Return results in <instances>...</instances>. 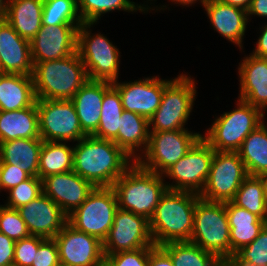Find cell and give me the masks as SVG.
Here are the masks:
<instances>
[{
  "label": "cell",
  "mask_w": 267,
  "mask_h": 266,
  "mask_svg": "<svg viewBox=\"0 0 267 266\" xmlns=\"http://www.w3.org/2000/svg\"><path fill=\"white\" fill-rule=\"evenodd\" d=\"M163 175L140 166L136 161L113 184L118 208L150 219L166 192Z\"/></svg>",
  "instance_id": "obj_4"
},
{
  "label": "cell",
  "mask_w": 267,
  "mask_h": 266,
  "mask_svg": "<svg viewBox=\"0 0 267 266\" xmlns=\"http://www.w3.org/2000/svg\"><path fill=\"white\" fill-rule=\"evenodd\" d=\"M190 242L222 261L230 257V227L225 203L197 200Z\"/></svg>",
  "instance_id": "obj_6"
},
{
  "label": "cell",
  "mask_w": 267,
  "mask_h": 266,
  "mask_svg": "<svg viewBox=\"0 0 267 266\" xmlns=\"http://www.w3.org/2000/svg\"><path fill=\"white\" fill-rule=\"evenodd\" d=\"M148 146L136 162L144 169L163 174L202 137L186 129L175 131H149Z\"/></svg>",
  "instance_id": "obj_10"
},
{
  "label": "cell",
  "mask_w": 267,
  "mask_h": 266,
  "mask_svg": "<svg viewBox=\"0 0 267 266\" xmlns=\"http://www.w3.org/2000/svg\"><path fill=\"white\" fill-rule=\"evenodd\" d=\"M31 176L23 171L19 164H0V186L1 189L10 190L12 187L19 185L21 182L29 179Z\"/></svg>",
  "instance_id": "obj_43"
},
{
  "label": "cell",
  "mask_w": 267,
  "mask_h": 266,
  "mask_svg": "<svg viewBox=\"0 0 267 266\" xmlns=\"http://www.w3.org/2000/svg\"><path fill=\"white\" fill-rule=\"evenodd\" d=\"M148 266H174L171 257L160 247L154 246L149 252Z\"/></svg>",
  "instance_id": "obj_45"
},
{
  "label": "cell",
  "mask_w": 267,
  "mask_h": 266,
  "mask_svg": "<svg viewBox=\"0 0 267 266\" xmlns=\"http://www.w3.org/2000/svg\"><path fill=\"white\" fill-rule=\"evenodd\" d=\"M100 266H109L105 261Z\"/></svg>",
  "instance_id": "obj_53"
},
{
  "label": "cell",
  "mask_w": 267,
  "mask_h": 266,
  "mask_svg": "<svg viewBox=\"0 0 267 266\" xmlns=\"http://www.w3.org/2000/svg\"><path fill=\"white\" fill-rule=\"evenodd\" d=\"M213 156L214 150L201 137L185 156L162 174L171 178L175 183L168 184L167 182V189L200 195L206 185Z\"/></svg>",
  "instance_id": "obj_12"
},
{
  "label": "cell",
  "mask_w": 267,
  "mask_h": 266,
  "mask_svg": "<svg viewBox=\"0 0 267 266\" xmlns=\"http://www.w3.org/2000/svg\"><path fill=\"white\" fill-rule=\"evenodd\" d=\"M8 192V203L5 206L17 209L43 193V181L38 177L31 176L19 185L12 187Z\"/></svg>",
  "instance_id": "obj_38"
},
{
  "label": "cell",
  "mask_w": 267,
  "mask_h": 266,
  "mask_svg": "<svg viewBox=\"0 0 267 266\" xmlns=\"http://www.w3.org/2000/svg\"><path fill=\"white\" fill-rule=\"evenodd\" d=\"M174 266H220L222 260L190 241L170 242L160 246Z\"/></svg>",
  "instance_id": "obj_32"
},
{
  "label": "cell",
  "mask_w": 267,
  "mask_h": 266,
  "mask_svg": "<svg viewBox=\"0 0 267 266\" xmlns=\"http://www.w3.org/2000/svg\"><path fill=\"white\" fill-rule=\"evenodd\" d=\"M74 146L59 141H43L40 156L38 178L43 180L53 174L73 170Z\"/></svg>",
  "instance_id": "obj_31"
},
{
  "label": "cell",
  "mask_w": 267,
  "mask_h": 266,
  "mask_svg": "<svg viewBox=\"0 0 267 266\" xmlns=\"http://www.w3.org/2000/svg\"><path fill=\"white\" fill-rule=\"evenodd\" d=\"M220 266H232L227 260L221 262Z\"/></svg>",
  "instance_id": "obj_52"
},
{
  "label": "cell",
  "mask_w": 267,
  "mask_h": 266,
  "mask_svg": "<svg viewBox=\"0 0 267 266\" xmlns=\"http://www.w3.org/2000/svg\"><path fill=\"white\" fill-rule=\"evenodd\" d=\"M196 96V85L191 77L178 75L164 88L161 103L149 119V131L185 129Z\"/></svg>",
  "instance_id": "obj_8"
},
{
  "label": "cell",
  "mask_w": 267,
  "mask_h": 266,
  "mask_svg": "<svg viewBox=\"0 0 267 266\" xmlns=\"http://www.w3.org/2000/svg\"><path fill=\"white\" fill-rule=\"evenodd\" d=\"M237 108L215 119L202 138L219 152H237L244 139L264 122V112L238 99Z\"/></svg>",
  "instance_id": "obj_5"
},
{
  "label": "cell",
  "mask_w": 267,
  "mask_h": 266,
  "mask_svg": "<svg viewBox=\"0 0 267 266\" xmlns=\"http://www.w3.org/2000/svg\"><path fill=\"white\" fill-rule=\"evenodd\" d=\"M145 5H136L130 0H77V8L82 22L97 23L102 14L114 10L133 12L140 10L146 12L149 9Z\"/></svg>",
  "instance_id": "obj_35"
},
{
  "label": "cell",
  "mask_w": 267,
  "mask_h": 266,
  "mask_svg": "<svg viewBox=\"0 0 267 266\" xmlns=\"http://www.w3.org/2000/svg\"><path fill=\"white\" fill-rule=\"evenodd\" d=\"M15 241L0 232V266H13Z\"/></svg>",
  "instance_id": "obj_44"
},
{
  "label": "cell",
  "mask_w": 267,
  "mask_h": 266,
  "mask_svg": "<svg viewBox=\"0 0 267 266\" xmlns=\"http://www.w3.org/2000/svg\"><path fill=\"white\" fill-rule=\"evenodd\" d=\"M17 210L30 235L54 238L68 223V216L44 193Z\"/></svg>",
  "instance_id": "obj_18"
},
{
  "label": "cell",
  "mask_w": 267,
  "mask_h": 266,
  "mask_svg": "<svg viewBox=\"0 0 267 266\" xmlns=\"http://www.w3.org/2000/svg\"><path fill=\"white\" fill-rule=\"evenodd\" d=\"M227 261L232 266H267V224L250 244L232 253Z\"/></svg>",
  "instance_id": "obj_37"
},
{
  "label": "cell",
  "mask_w": 267,
  "mask_h": 266,
  "mask_svg": "<svg viewBox=\"0 0 267 266\" xmlns=\"http://www.w3.org/2000/svg\"><path fill=\"white\" fill-rule=\"evenodd\" d=\"M170 1H172V2H175V4H179V5H183V6H191L193 3H195L197 0H170ZM200 1V3H202V5H204L206 2H207V0H199Z\"/></svg>",
  "instance_id": "obj_50"
},
{
  "label": "cell",
  "mask_w": 267,
  "mask_h": 266,
  "mask_svg": "<svg viewBox=\"0 0 267 266\" xmlns=\"http://www.w3.org/2000/svg\"><path fill=\"white\" fill-rule=\"evenodd\" d=\"M77 143L74 145L73 171L94 187L113 186L135 162L111 140L86 136Z\"/></svg>",
  "instance_id": "obj_1"
},
{
  "label": "cell",
  "mask_w": 267,
  "mask_h": 266,
  "mask_svg": "<svg viewBox=\"0 0 267 266\" xmlns=\"http://www.w3.org/2000/svg\"><path fill=\"white\" fill-rule=\"evenodd\" d=\"M232 202L267 222V199L257 176L248 175L244 179Z\"/></svg>",
  "instance_id": "obj_34"
},
{
  "label": "cell",
  "mask_w": 267,
  "mask_h": 266,
  "mask_svg": "<svg viewBox=\"0 0 267 266\" xmlns=\"http://www.w3.org/2000/svg\"><path fill=\"white\" fill-rule=\"evenodd\" d=\"M248 20L251 15L259 17H267V0H252L250 8L247 11Z\"/></svg>",
  "instance_id": "obj_47"
},
{
  "label": "cell",
  "mask_w": 267,
  "mask_h": 266,
  "mask_svg": "<svg viewBox=\"0 0 267 266\" xmlns=\"http://www.w3.org/2000/svg\"><path fill=\"white\" fill-rule=\"evenodd\" d=\"M154 246L149 219L118 208L112 227L102 242L103 253L115 254Z\"/></svg>",
  "instance_id": "obj_14"
},
{
  "label": "cell",
  "mask_w": 267,
  "mask_h": 266,
  "mask_svg": "<svg viewBox=\"0 0 267 266\" xmlns=\"http://www.w3.org/2000/svg\"><path fill=\"white\" fill-rule=\"evenodd\" d=\"M8 0H0V21L5 19Z\"/></svg>",
  "instance_id": "obj_51"
},
{
  "label": "cell",
  "mask_w": 267,
  "mask_h": 266,
  "mask_svg": "<svg viewBox=\"0 0 267 266\" xmlns=\"http://www.w3.org/2000/svg\"><path fill=\"white\" fill-rule=\"evenodd\" d=\"M153 247H145L115 254H104L109 266H148L149 252Z\"/></svg>",
  "instance_id": "obj_41"
},
{
  "label": "cell",
  "mask_w": 267,
  "mask_h": 266,
  "mask_svg": "<svg viewBox=\"0 0 267 266\" xmlns=\"http://www.w3.org/2000/svg\"><path fill=\"white\" fill-rule=\"evenodd\" d=\"M118 209L115 190L95 187L86 200L68 216V223L76 230L97 237L101 242L107 237Z\"/></svg>",
  "instance_id": "obj_9"
},
{
  "label": "cell",
  "mask_w": 267,
  "mask_h": 266,
  "mask_svg": "<svg viewBox=\"0 0 267 266\" xmlns=\"http://www.w3.org/2000/svg\"><path fill=\"white\" fill-rule=\"evenodd\" d=\"M53 239L61 264L100 266L105 261L102 242L95 236L76 230L69 223Z\"/></svg>",
  "instance_id": "obj_15"
},
{
  "label": "cell",
  "mask_w": 267,
  "mask_h": 266,
  "mask_svg": "<svg viewBox=\"0 0 267 266\" xmlns=\"http://www.w3.org/2000/svg\"><path fill=\"white\" fill-rule=\"evenodd\" d=\"M42 139H15L0 143V164H17L30 176L38 177Z\"/></svg>",
  "instance_id": "obj_29"
},
{
  "label": "cell",
  "mask_w": 267,
  "mask_h": 266,
  "mask_svg": "<svg viewBox=\"0 0 267 266\" xmlns=\"http://www.w3.org/2000/svg\"><path fill=\"white\" fill-rule=\"evenodd\" d=\"M36 100H71L89 80L78 52L58 60L33 63Z\"/></svg>",
  "instance_id": "obj_3"
},
{
  "label": "cell",
  "mask_w": 267,
  "mask_h": 266,
  "mask_svg": "<svg viewBox=\"0 0 267 266\" xmlns=\"http://www.w3.org/2000/svg\"><path fill=\"white\" fill-rule=\"evenodd\" d=\"M42 181L43 193L55 202L67 216L73 213L95 188L73 170L49 175Z\"/></svg>",
  "instance_id": "obj_19"
},
{
  "label": "cell",
  "mask_w": 267,
  "mask_h": 266,
  "mask_svg": "<svg viewBox=\"0 0 267 266\" xmlns=\"http://www.w3.org/2000/svg\"><path fill=\"white\" fill-rule=\"evenodd\" d=\"M20 138L41 139L36 102L24 109L0 110V143Z\"/></svg>",
  "instance_id": "obj_26"
},
{
  "label": "cell",
  "mask_w": 267,
  "mask_h": 266,
  "mask_svg": "<svg viewBox=\"0 0 267 266\" xmlns=\"http://www.w3.org/2000/svg\"><path fill=\"white\" fill-rule=\"evenodd\" d=\"M36 102L32 76L0 71V110L14 111Z\"/></svg>",
  "instance_id": "obj_28"
},
{
  "label": "cell",
  "mask_w": 267,
  "mask_h": 266,
  "mask_svg": "<svg viewBox=\"0 0 267 266\" xmlns=\"http://www.w3.org/2000/svg\"><path fill=\"white\" fill-rule=\"evenodd\" d=\"M112 82L88 80L72 97L82 131L91 136L98 128L105 91Z\"/></svg>",
  "instance_id": "obj_23"
},
{
  "label": "cell",
  "mask_w": 267,
  "mask_h": 266,
  "mask_svg": "<svg viewBox=\"0 0 267 266\" xmlns=\"http://www.w3.org/2000/svg\"><path fill=\"white\" fill-rule=\"evenodd\" d=\"M39 134L43 141H79L87 135L71 100H36Z\"/></svg>",
  "instance_id": "obj_11"
},
{
  "label": "cell",
  "mask_w": 267,
  "mask_h": 266,
  "mask_svg": "<svg viewBox=\"0 0 267 266\" xmlns=\"http://www.w3.org/2000/svg\"><path fill=\"white\" fill-rule=\"evenodd\" d=\"M79 26H41V29L30 41L32 62L58 60L77 52Z\"/></svg>",
  "instance_id": "obj_17"
},
{
  "label": "cell",
  "mask_w": 267,
  "mask_h": 266,
  "mask_svg": "<svg viewBox=\"0 0 267 266\" xmlns=\"http://www.w3.org/2000/svg\"><path fill=\"white\" fill-rule=\"evenodd\" d=\"M248 176L245 164L237 152L214 151L206 185L199 195L211 202H229Z\"/></svg>",
  "instance_id": "obj_13"
},
{
  "label": "cell",
  "mask_w": 267,
  "mask_h": 266,
  "mask_svg": "<svg viewBox=\"0 0 267 266\" xmlns=\"http://www.w3.org/2000/svg\"><path fill=\"white\" fill-rule=\"evenodd\" d=\"M172 80L147 77L134 82H112L121 96L123 110L135 112L148 120L154 115L161 103L164 88Z\"/></svg>",
  "instance_id": "obj_16"
},
{
  "label": "cell",
  "mask_w": 267,
  "mask_h": 266,
  "mask_svg": "<svg viewBox=\"0 0 267 266\" xmlns=\"http://www.w3.org/2000/svg\"><path fill=\"white\" fill-rule=\"evenodd\" d=\"M230 227V256L241 247L250 244L267 224L248 210L235 205L232 201L225 202Z\"/></svg>",
  "instance_id": "obj_25"
},
{
  "label": "cell",
  "mask_w": 267,
  "mask_h": 266,
  "mask_svg": "<svg viewBox=\"0 0 267 266\" xmlns=\"http://www.w3.org/2000/svg\"><path fill=\"white\" fill-rule=\"evenodd\" d=\"M149 120L135 112L123 110L117 137L113 142L136 161L145 152L149 141ZM143 147V149H141ZM142 153H137L140 152ZM139 154V155H138Z\"/></svg>",
  "instance_id": "obj_24"
},
{
  "label": "cell",
  "mask_w": 267,
  "mask_h": 266,
  "mask_svg": "<svg viewBox=\"0 0 267 266\" xmlns=\"http://www.w3.org/2000/svg\"><path fill=\"white\" fill-rule=\"evenodd\" d=\"M260 29H262V32L256 43L257 46L250 54L258 57H265L267 56V25L261 27Z\"/></svg>",
  "instance_id": "obj_46"
},
{
  "label": "cell",
  "mask_w": 267,
  "mask_h": 266,
  "mask_svg": "<svg viewBox=\"0 0 267 266\" xmlns=\"http://www.w3.org/2000/svg\"><path fill=\"white\" fill-rule=\"evenodd\" d=\"M0 232L18 241L30 234L17 209L0 205Z\"/></svg>",
  "instance_id": "obj_39"
},
{
  "label": "cell",
  "mask_w": 267,
  "mask_h": 266,
  "mask_svg": "<svg viewBox=\"0 0 267 266\" xmlns=\"http://www.w3.org/2000/svg\"><path fill=\"white\" fill-rule=\"evenodd\" d=\"M46 238L29 235L15 242L13 266H31L39 245Z\"/></svg>",
  "instance_id": "obj_40"
},
{
  "label": "cell",
  "mask_w": 267,
  "mask_h": 266,
  "mask_svg": "<svg viewBox=\"0 0 267 266\" xmlns=\"http://www.w3.org/2000/svg\"><path fill=\"white\" fill-rule=\"evenodd\" d=\"M239 64V99L255 106L262 112L267 109V62L253 54L244 57Z\"/></svg>",
  "instance_id": "obj_21"
},
{
  "label": "cell",
  "mask_w": 267,
  "mask_h": 266,
  "mask_svg": "<svg viewBox=\"0 0 267 266\" xmlns=\"http://www.w3.org/2000/svg\"><path fill=\"white\" fill-rule=\"evenodd\" d=\"M218 1L244 9L245 11H248L252 2V0H218Z\"/></svg>",
  "instance_id": "obj_48"
},
{
  "label": "cell",
  "mask_w": 267,
  "mask_h": 266,
  "mask_svg": "<svg viewBox=\"0 0 267 266\" xmlns=\"http://www.w3.org/2000/svg\"><path fill=\"white\" fill-rule=\"evenodd\" d=\"M43 0H8L5 20L31 41L42 26Z\"/></svg>",
  "instance_id": "obj_27"
},
{
  "label": "cell",
  "mask_w": 267,
  "mask_h": 266,
  "mask_svg": "<svg viewBox=\"0 0 267 266\" xmlns=\"http://www.w3.org/2000/svg\"><path fill=\"white\" fill-rule=\"evenodd\" d=\"M60 264L56 241L46 238L38 247L31 266H58Z\"/></svg>",
  "instance_id": "obj_42"
},
{
  "label": "cell",
  "mask_w": 267,
  "mask_h": 266,
  "mask_svg": "<svg viewBox=\"0 0 267 266\" xmlns=\"http://www.w3.org/2000/svg\"><path fill=\"white\" fill-rule=\"evenodd\" d=\"M237 153L248 175L257 176L267 171V126L264 122L244 139Z\"/></svg>",
  "instance_id": "obj_30"
},
{
  "label": "cell",
  "mask_w": 267,
  "mask_h": 266,
  "mask_svg": "<svg viewBox=\"0 0 267 266\" xmlns=\"http://www.w3.org/2000/svg\"><path fill=\"white\" fill-rule=\"evenodd\" d=\"M200 196L193 192L166 190L149 219L155 246L190 241L194 211Z\"/></svg>",
  "instance_id": "obj_2"
},
{
  "label": "cell",
  "mask_w": 267,
  "mask_h": 266,
  "mask_svg": "<svg viewBox=\"0 0 267 266\" xmlns=\"http://www.w3.org/2000/svg\"><path fill=\"white\" fill-rule=\"evenodd\" d=\"M77 0H43L42 26L81 25Z\"/></svg>",
  "instance_id": "obj_36"
},
{
  "label": "cell",
  "mask_w": 267,
  "mask_h": 266,
  "mask_svg": "<svg viewBox=\"0 0 267 266\" xmlns=\"http://www.w3.org/2000/svg\"><path fill=\"white\" fill-rule=\"evenodd\" d=\"M93 24L95 25L83 22L78 27L77 52L84 63L89 80L117 81L120 52L103 34L93 35L88 30Z\"/></svg>",
  "instance_id": "obj_7"
},
{
  "label": "cell",
  "mask_w": 267,
  "mask_h": 266,
  "mask_svg": "<svg viewBox=\"0 0 267 266\" xmlns=\"http://www.w3.org/2000/svg\"><path fill=\"white\" fill-rule=\"evenodd\" d=\"M203 7L214 30L242 49V39L249 22L247 11L218 0H207Z\"/></svg>",
  "instance_id": "obj_22"
},
{
  "label": "cell",
  "mask_w": 267,
  "mask_h": 266,
  "mask_svg": "<svg viewBox=\"0 0 267 266\" xmlns=\"http://www.w3.org/2000/svg\"><path fill=\"white\" fill-rule=\"evenodd\" d=\"M257 177L261 181V184H262V187H263L264 196L267 199V171L258 174Z\"/></svg>",
  "instance_id": "obj_49"
},
{
  "label": "cell",
  "mask_w": 267,
  "mask_h": 266,
  "mask_svg": "<svg viewBox=\"0 0 267 266\" xmlns=\"http://www.w3.org/2000/svg\"><path fill=\"white\" fill-rule=\"evenodd\" d=\"M58 266H68V265H64V264H61V263H60Z\"/></svg>",
  "instance_id": "obj_54"
},
{
  "label": "cell",
  "mask_w": 267,
  "mask_h": 266,
  "mask_svg": "<svg viewBox=\"0 0 267 266\" xmlns=\"http://www.w3.org/2000/svg\"><path fill=\"white\" fill-rule=\"evenodd\" d=\"M0 71L32 76L30 41L22 38L4 19L0 21Z\"/></svg>",
  "instance_id": "obj_20"
},
{
  "label": "cell",
  "mask_w": 267,
  "mask_h": 266,
  "mask_svg": "<svg viewBox=\"0 0 267 266\" xmlns=\"http://www.w3.org/2000/svg\"><path fill=\"white\" fill-rule=\"evenodd\" d=\"M122 113L123 105L120 93L111 85L104 93L99 126L91 136L113 141L118 135Z\"/></svg>",
  "instance_id": "obj_33"
}]
</instances>
